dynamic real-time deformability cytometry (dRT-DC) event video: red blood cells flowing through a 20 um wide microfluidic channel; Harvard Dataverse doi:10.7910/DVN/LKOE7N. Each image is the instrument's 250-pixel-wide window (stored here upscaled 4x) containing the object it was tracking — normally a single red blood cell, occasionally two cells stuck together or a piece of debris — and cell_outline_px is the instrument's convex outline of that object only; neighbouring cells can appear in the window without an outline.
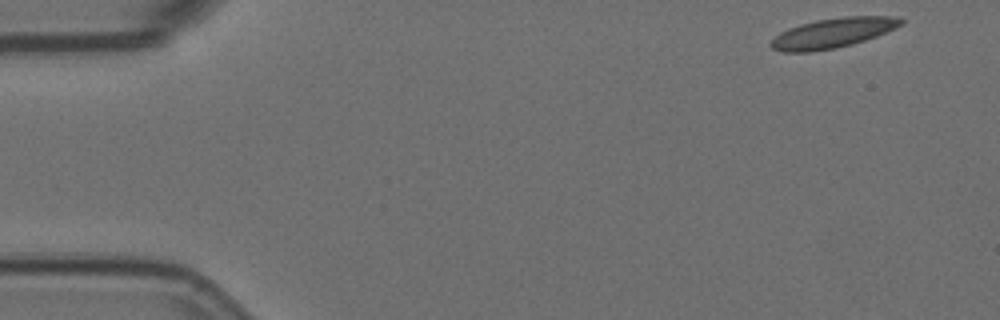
{"species": "Egyptian fruit bat (a non-hibernating species)", "species_latin": "Rousettus aegyptiacus", "temperature_condition": "room temperature", "stored_images_in_passage": 8, "camera_frame_rate_fps": 3000, "um_per_image_px": 0.085, "animal": {"sex": "female"}, "frame": {"image": 1, "passage_image": 1, "time_ms": 0.0, "image_size_px": [1000, 320], "cell_outline_px": [[904, 24], [896, 28], [876, 36], [852, 44], [836, 48], [812, 52], [784, 52], [772, 48], [768, 44], [780, 32], [788, 28], [800, 24], [816, 20], [844, 16], [900, 16], [904, 20]], "centroid_in_image_um": [70.81, 2.8], "position_along_channel_um": 14.2, "area_um2": 22.77}}
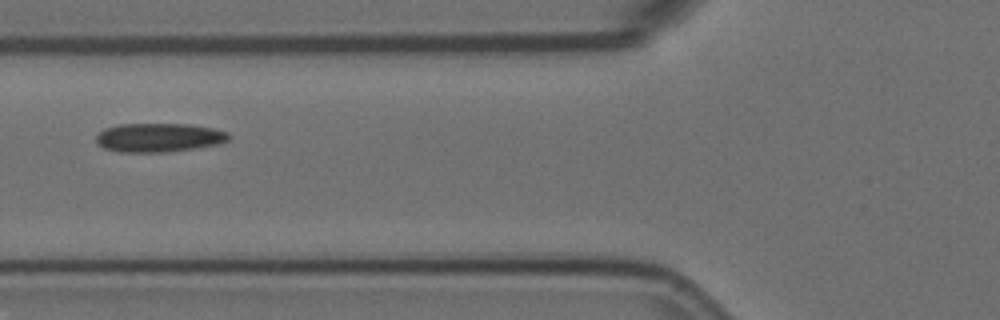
{"frame": {"image": 2, "passage_image": 6, "time_ms": 1.667, "image_size_px": [1000, 320], "cell_outline_px": [[232, 136], [228, 140], [220, 144], [168, 152], [120, 152], [104, 148], [96, 140], [96, 136], [104, 128], [120, 124], [188, 124], [212, 128], [228, 132]], "centroid_in_image_um": [13.53, 11.69], "position_along_channel_um": 112.3, "area_um2": 22.31}}
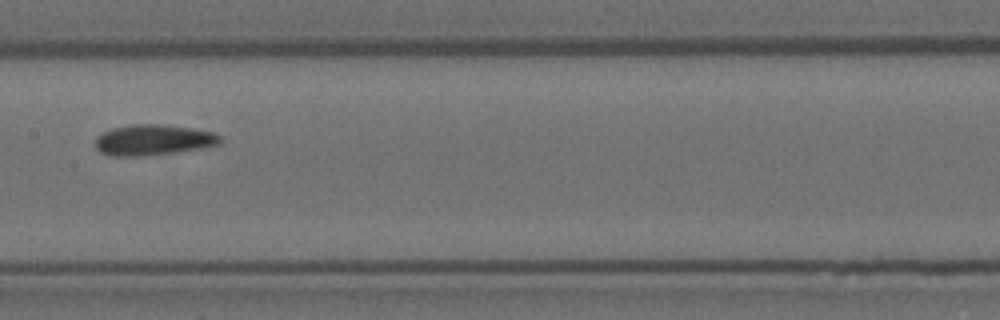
{"frame": {"image": 3, "passage_image": 8, "time_ms": 2.333, "image_size_px": [1000, 320], "cell_outline_px": [[220, 144], [208, 148], [144, 156], [108, 156], [100, 152], [96, 148], [96, 136], [112, 128], [132, 124], [164, 124], [192, 128], [212, 132], [220, 136]], "centroid_in_image_um": [13.03, 11.9], "position_along_channel_um": 194.4, "area_um2": 22.6}}